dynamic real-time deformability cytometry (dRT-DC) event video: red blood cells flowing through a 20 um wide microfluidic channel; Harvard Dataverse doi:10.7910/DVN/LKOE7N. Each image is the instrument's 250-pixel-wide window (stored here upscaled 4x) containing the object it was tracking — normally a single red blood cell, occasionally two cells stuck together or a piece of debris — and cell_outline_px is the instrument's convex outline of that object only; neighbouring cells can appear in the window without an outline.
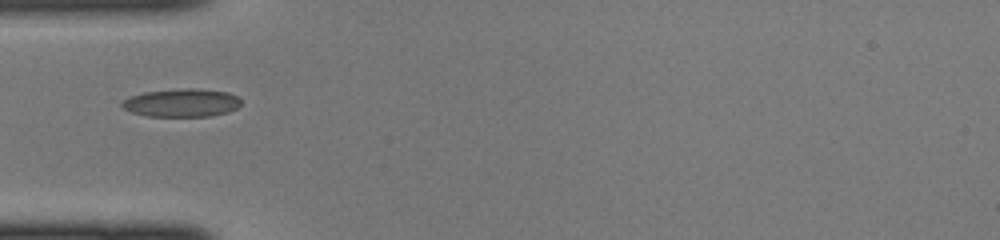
{"species": "common noctule bat (a hibernating species)", "species_latin": "Nyctalus noctula", "temperature_condition": "cold", "stored_images_in_passage": 32, "camera_frame_rate_fps": 3000, "um_per_image_px": 0.085, "animal": {"sex": "female", "body_mass_g": 22.0, "forearm_length_mm": 56.7}, "frame": {"image": 1, "passage_image": 1, "time_ms": 0.0, "image_size_px": [1000, 240], "cell_outline_px": [[240, 104], [236, 108], [228, 112], [212, 116], [144, 116], [132, 112], [124, 108], [120, 104], [120, 100], [128, 96], [144, 92], [184, 88], [200, 88], [228, 92], [236, 96], [240, 100]], "centroid_in_image_um": [15.4, 8.73], "position_along_channel_um": 69.6, "area_um2": 19.71}}
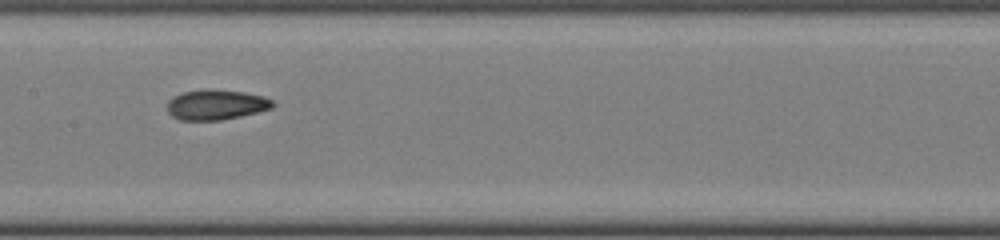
{"frame": {"image": 2, "passage_image": 9, "time_ms": 2.667, "image_size_px": [1000, 240], "cell_outline_px": [[276, 104], [272, 108], [240, 116], [220, 120], [180, 120], [172, 116], [168, 112], [168, 100], [172, 96], [184, 92], [244, 92], [264, 96], [272, 100]], "centroid_in_image_um": [18.38, 8.94], "position_along_channel_um": 189.0, "area_um2": 17.74}}
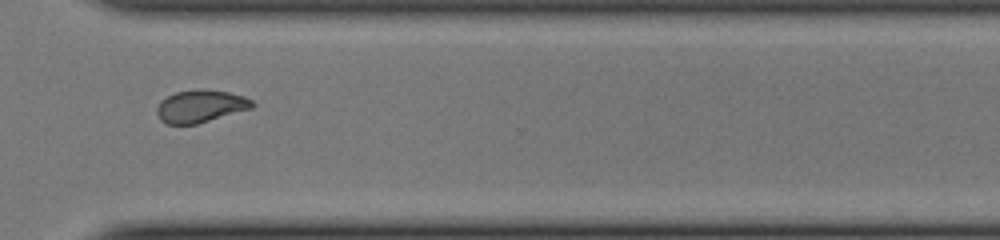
{"frame": {"image": 3, "passage_image": 20, "time_ms": 6.333, "image_size_px": [1000, 240], "cell_outline_px": [[256, 104], [252, 108], [196, 124], [168, 124], [160, 120], [156, 112], [156, 108], [160, 100], [176, 92], [196, 88], [204, 88], [228, 92], [244, 96], [252, 100]], "centroid_in_image_um": [17.03, 9.01], "position_along_channel_um": 353.6, "area_um2": 18.21}}